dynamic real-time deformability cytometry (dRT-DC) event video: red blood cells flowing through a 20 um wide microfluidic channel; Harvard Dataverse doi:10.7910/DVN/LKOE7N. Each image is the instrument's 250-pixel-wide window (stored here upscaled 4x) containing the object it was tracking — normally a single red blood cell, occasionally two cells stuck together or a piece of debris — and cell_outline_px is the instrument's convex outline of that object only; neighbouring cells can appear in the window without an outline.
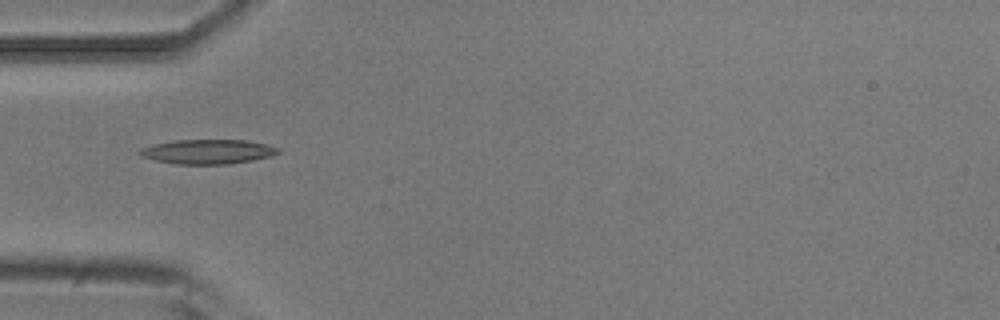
{"species": "common noctule bat (a hibernating species)", "species_latin": "Nyctalus noctula", "temperature_condition": "room temperature", "stored_images_in_passage": 4, "camera_frame_rate_fps": 3000, "um_per_image_px": 0.085, "animal": {"sex": "male", "body_mass_g": 20.5, "forearm_length_mm": 52.5}, "frame": {"image": 1, "passage_image": 1, "time_ms": 0.0, "image_size_px": [1000, 320], "cell_outline_px": [[280, 152], [272, 156], [252, 160], [228, 164], [176, 164], [156, 160], [144, 156], [140, 152], [140, 148], [172, 140], [244, 140], [268, 144], [280, 148]], "centroid_in_image_um": [17.73, 12.88], "position_along_channel_um": 67.3, "area_um2": 19.59}}
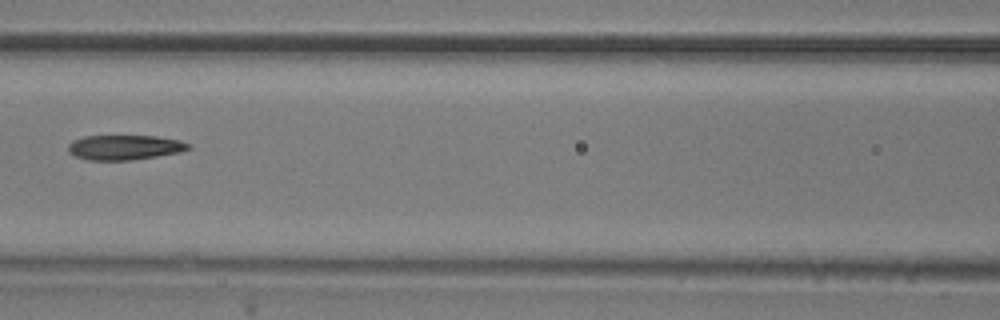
{"frame": {"image": 2, "passage_image": 3, "time_ms": 0.667, "image_size_px": [1000, 320], "cell_outline_px": [[192, 148], [180, 152], [156, 156], [128, 160], [88, 160], [76, 156], [68, 152], [68, 144], [72, 140], [84, 136], [156, 136], [180, 140], [192, 144]], "centroid_in_image_um": [10.6, 12.52], "position_along_channel_um": 156.0, "area_um2": 17.46}}
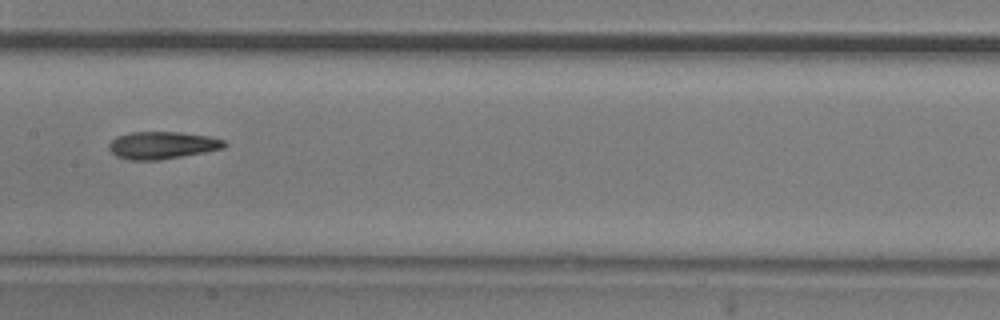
{"frame": {"image": 3, "passage_image": 4, "time_ms": 1.0, "image_size_px": [1000, 320], "cell_outline_px": [[228, 144], [224, 148], [204, 152], [160, 160], [128, 160], [116, 156], [108, 148], [108, 144], [116, 136], [128, 132], [180, 132], [208, 136], [224, 140]], "centroid_in_image_um": [13.76, 12.34], "position_along_channel_um": 193.6, "area_um2": 18.5}}